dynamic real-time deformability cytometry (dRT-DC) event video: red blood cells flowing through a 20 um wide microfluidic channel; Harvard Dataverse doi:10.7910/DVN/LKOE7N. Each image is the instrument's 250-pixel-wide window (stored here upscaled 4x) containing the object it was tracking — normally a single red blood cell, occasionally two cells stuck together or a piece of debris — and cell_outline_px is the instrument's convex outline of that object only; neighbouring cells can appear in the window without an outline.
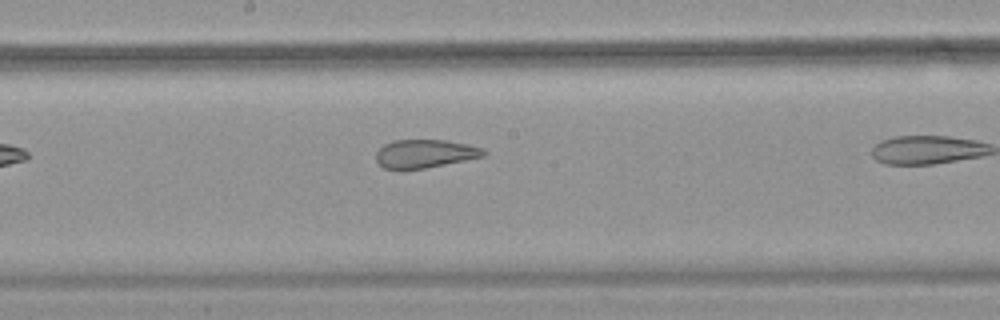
{"species": "common noctule bat (a hibernating species)", "species_latin": "Nyctalus noctula", "temperature_condition": "warm", "stored_images_in_passage": 12, "camera_frame_rate_fps": 3000, "um_per_image_px": 0.085, "animal": {"sex": "female", "body_mass_g": 18.4}, "frame": {"image": 1, "passage_image": 6, "time_ms": 1.667, "image_size_px": [1000, 320], "cell_outline_px": [[488, 152], [484, 156], [424, 168], [384, 168], [376, 160], [376, 152], [384, 144], [392, 140], [444, 140], [464, 144], [480, 148]], "centroid_in_image_um": [36.09, 13.05], "position_along_channel_um": 212.1, "area_um2": 17.28}}